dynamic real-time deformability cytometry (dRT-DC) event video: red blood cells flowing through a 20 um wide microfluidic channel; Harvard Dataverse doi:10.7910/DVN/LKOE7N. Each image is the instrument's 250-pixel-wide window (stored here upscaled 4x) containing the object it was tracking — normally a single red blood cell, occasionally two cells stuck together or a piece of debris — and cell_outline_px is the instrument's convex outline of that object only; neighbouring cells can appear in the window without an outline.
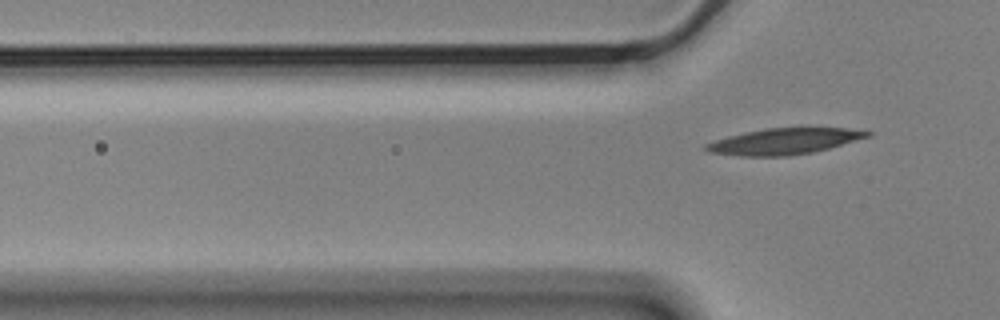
{"species": "Egyptian fruit bat (a non-hibernating species)", "species_latin": "Rousettus aegyptiacus", "temperature_condition": "cold", "stored_images_in_passage": 3, "camera_frame_rate_fps": 3000, "um_per_image_px": 0.085, "animal": {"sex": "male"}, "frame": {"image": 1, "passage_image": 3, "time_ms": 0.667, "image_size_px": [1000, 320], "cell_outline_px": [[872, 136], [828, 148], [812, 152], [788, 156], [740, 156], [708, 152], [704, 148], [704, 144], [728, 136], [764, 128], [800, 124], [844, 128], [872, 132]], "centroid_in_image_um": [66.7, 11.96], "position_along_channel_um": 59.1, "area_um2": 25.49}}